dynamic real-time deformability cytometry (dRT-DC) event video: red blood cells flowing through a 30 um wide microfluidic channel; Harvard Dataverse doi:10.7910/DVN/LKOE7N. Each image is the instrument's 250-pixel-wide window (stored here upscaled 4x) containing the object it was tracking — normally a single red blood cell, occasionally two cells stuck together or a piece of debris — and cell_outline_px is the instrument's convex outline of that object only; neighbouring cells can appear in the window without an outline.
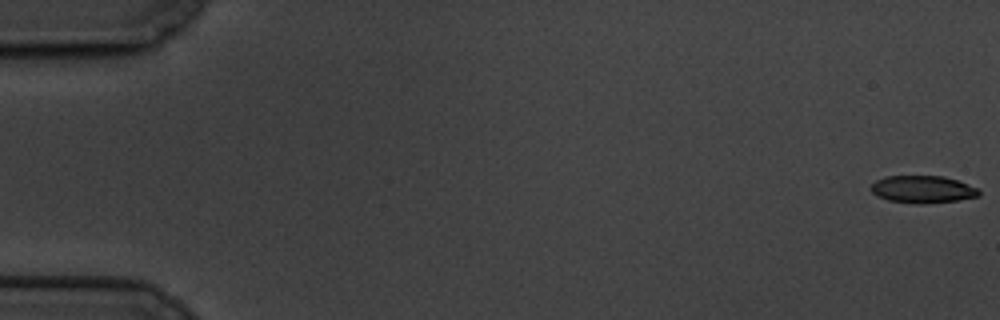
{"species": "common noctule bat (a hibernating species)", "species_latin": "Nyctalus noctula", "temperature_condition": "cold", "stored_images_in_passage": 61, "camera_frame_rate_fps": 3000, "um_per_image_px": 0.085, "animal": {"sex": "male", "body_mass_g": 19.5, "forearm_length_mm": 54.6}, "frame": {"image": 1, "passage_image": 1, "time_ms": 0.0, "image_size_px": [1000, 320], "cell_outline_px": [[980, 196], [956, 200], [920, 204], [916, 204], [888, 200], [876, 196], [872, 192], [872, 184], [876, 180], [888, 176], [944, 176], [980, 188]], "centroid_in_image_um": [78.45, 16.09], "position_along_channel_um": 6.6, "area_um2": 17.17}}
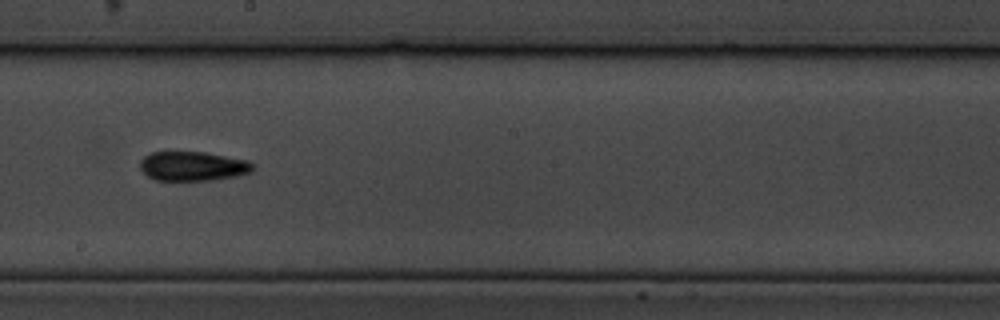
{"frame": {"image": 2, "passage_image": 35, "time_ms": 11.333, "image_size_px": [1000, 320], "cell_outline_px": [[252, 172], [236, 176], [212, 180], [156, 180], [148, 176], [140, 168], [140, 160], [144, 156], [152, 152], [204, 152], [248, 160], [252, 164]], "centroid_in_image_um": [16.38, 14.12], "position_along_channel_um": 231.8, "area_um2": 19.19}}
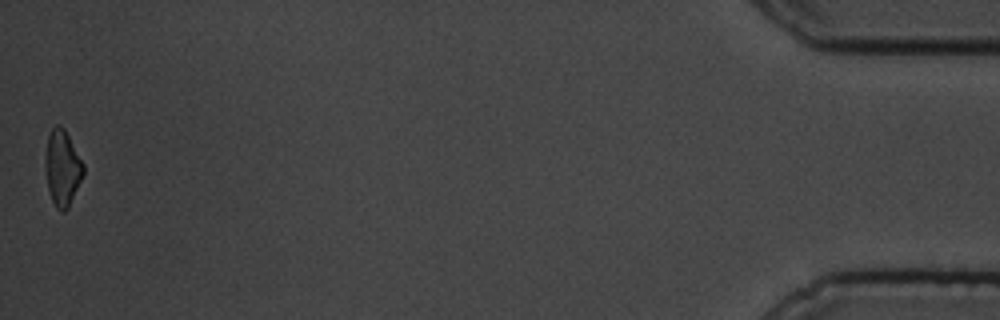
{"frame": {"image": 3, "passage_image": 61, "time_ms": 20.0, "image_size_px": [1000, 320], "cell_outline_px": [[84, 172], [68, 208], [64, 212], [60, 212], [56, 208], [52, 200], [48, 188], [44, 164], [44, 160], [48, 136], [52, 128], [56, 124], [60, 124], [64, 128], [84, 164]], "centroid_in_image_um": [5.28, 14.26], "position_along_channel_um": 429.9, "area_um2": 16.76}, "authors_computed_cell_mechanics": {"area_um2": 18.496, "velocity_mm_per_s": 3.3298, "shape_relaxation_time_tau1_ms": 5.4024, "shape_relaxation_time_tau2_ms": 3.997, "deformation_change_tau1": 0.1527, "deformation_change_tau2": 0.1019}}